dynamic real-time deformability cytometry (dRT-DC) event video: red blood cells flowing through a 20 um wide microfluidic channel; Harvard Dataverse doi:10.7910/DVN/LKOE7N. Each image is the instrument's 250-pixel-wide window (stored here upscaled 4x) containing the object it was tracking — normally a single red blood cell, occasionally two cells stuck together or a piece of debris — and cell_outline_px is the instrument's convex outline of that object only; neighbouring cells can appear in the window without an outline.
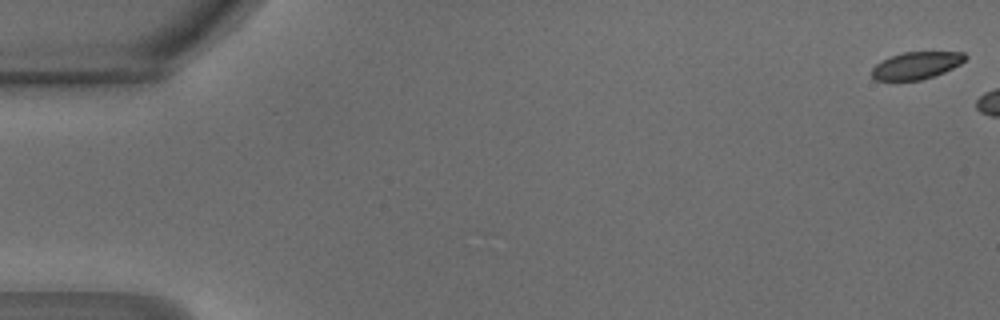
{"species": "common noctule bat (a hibernating species)", "species_latin": "Nyctalus noctula", "temperature_condition": "warm", "stored_images_in_passage": 5, "camera_frame_rate_fps": 3000, "um_per_image_px": 0.085, "animal": {"sex": "male", "body_mass_g": 18.8}, "frame": {"image": 1, "passage_image": 1, "time_ms": 0.0, "image_size_px": [1000, 320], "cell_outline_px": [[968, 56], [960, 64], [944, 72], [920, 80], [876, 80], [872, 76], [872, 68], [876, 64], [892, 56], [904, 52], [964, 52]], "centroid_in_image_um": [77.9, 5.56], "position_along_channel_um": 7.1, "area_um2": 14.57}}